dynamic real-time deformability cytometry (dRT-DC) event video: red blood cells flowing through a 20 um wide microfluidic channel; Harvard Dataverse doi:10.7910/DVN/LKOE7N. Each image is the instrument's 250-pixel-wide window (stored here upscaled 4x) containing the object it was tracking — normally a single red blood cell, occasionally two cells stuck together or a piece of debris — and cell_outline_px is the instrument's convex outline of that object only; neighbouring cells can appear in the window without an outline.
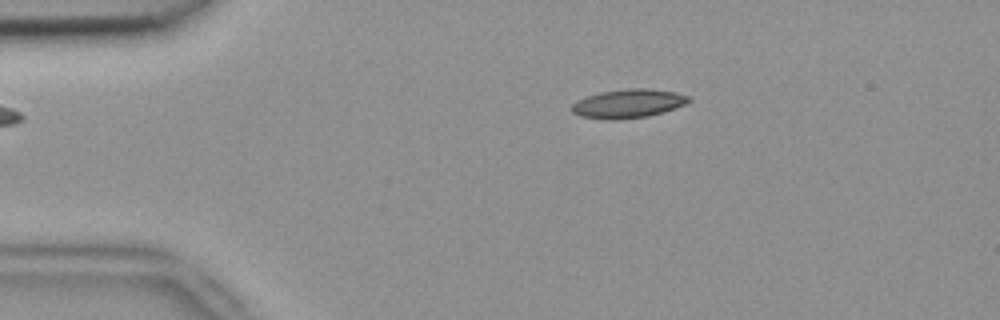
{"species": "common noctule bat (a hibernating species)", "species_latin": "Nyctalus noctula", "temperature_condition": "room temperature", "stored_images_in_passage": 5, "camera_frame_rate_fps": 3000, "um_per_image_px": 0.085, "animal": {"sex": "female", "body_mass_g": 18.4}, "frame": {"image": 1, "passage_image": 3, "time_ms": 0.667, "image_size_px": [1000, 320], "cell_outline_px": [[692, 100], [684, 104], [664, 112], [648, 116], [616, 120], [608, 120], [580, 116], [572, 112], [572, 104], [576, 100], [600, 92], [628, 88], [644, 88], [676, 92], [692, 96]], "centroid_in_image_um": [53.41, 8.8], "position_along_channel_um": 31.6, "area_um2": 19.71}}
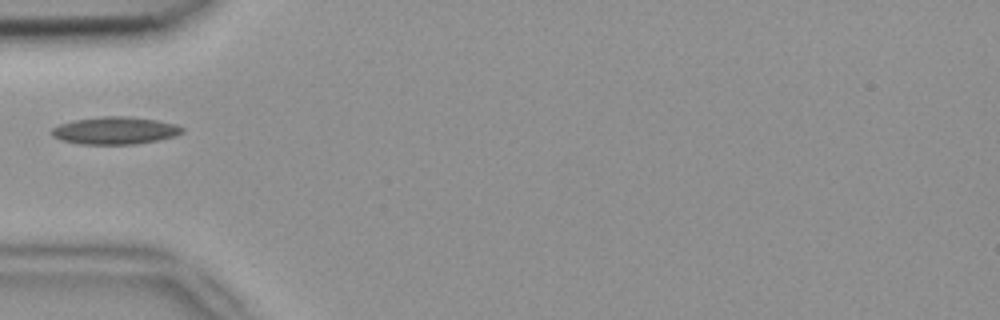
{"frame": {"image": 2, "passage_image": 5, "time_ms": 1.333, "image_size_px": [1000, 320], "cell_outline_px": [[184, 132], [176, 136], [136, 144], [80, 144], [60, 140], [52, 136], [52, 128], [60, 124], [72, 120], [100, 116], [128, 116], [156, 120], [176, 124], [184, 128]], "centroid_in_image_um": [9.77, 11.09], "position_along_channel_um": 75.2, "area_um2": 20.98}}